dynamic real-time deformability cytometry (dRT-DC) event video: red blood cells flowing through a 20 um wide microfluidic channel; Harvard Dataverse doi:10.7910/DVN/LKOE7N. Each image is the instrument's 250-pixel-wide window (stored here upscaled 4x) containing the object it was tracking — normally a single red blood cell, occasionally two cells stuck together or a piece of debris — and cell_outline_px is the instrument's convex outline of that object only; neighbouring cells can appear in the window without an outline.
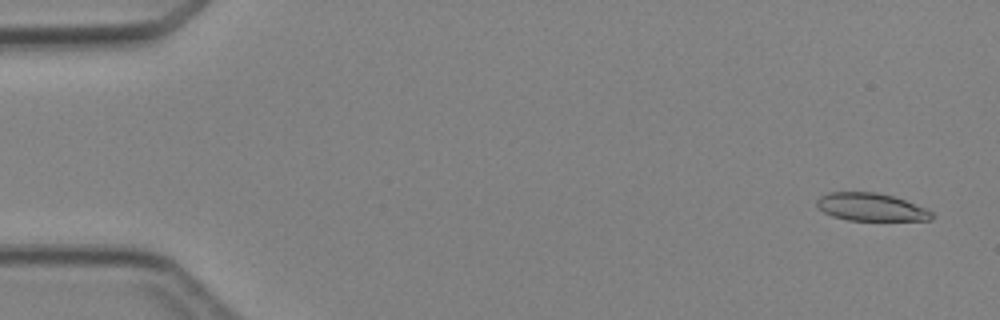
{"species": "Egyptian fruit bat (a non-hibernating species)", "species_latin": "Rousettus aegyptiacus", "temperature_condition": "cold", "stored_images_in_passage": 4, "camera_frame_rate_fps": 3000, "um_per_image_px": 0.085, "animal": {"sex": "female"}, "frame": {"image": 1, "passage_image": 1, "time_ms": 0.0, "image_size_px": [1000, 320], "cell_outline_px": [[936, 216], [932, 220], [848, 220], [832, 216], [816, 208], [816, 200], [820, 196], [828, 192], [876, 192], [892, 196], [928, 208]], "centroid_in_image_um": [74.03, 17.6], "position_along_channel_um": 11.0, "area_um2": 18.79}}
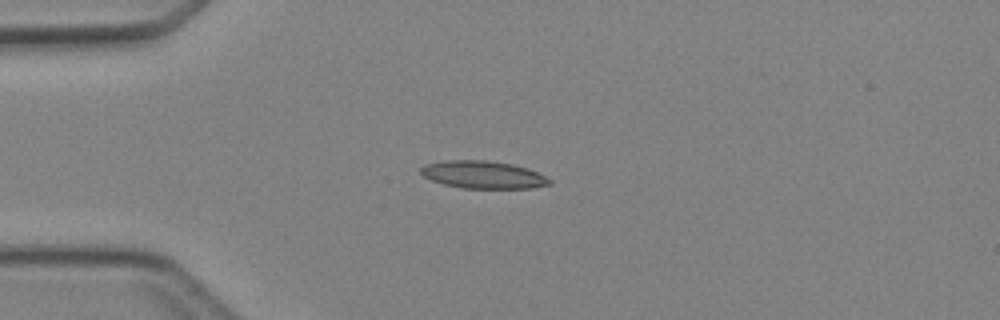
{"frame": {"image": 2, "passage_image": 3, "time_ms": 3.333, "image_size_px": [1000, 320], "cell_outline_px": [[552, 184], [532, 188], [464, 188], [444, 184], [432, 180], [424, 176], [420, 172], [420, 168], [424, 164], [444, 160], [488, 160], [512, 164], [528, 168], [552, 180]], "centroid_in_image_um": [41.06, 14.84], "position_along_channel_um": 43.9, "area_um2": 20.69}}